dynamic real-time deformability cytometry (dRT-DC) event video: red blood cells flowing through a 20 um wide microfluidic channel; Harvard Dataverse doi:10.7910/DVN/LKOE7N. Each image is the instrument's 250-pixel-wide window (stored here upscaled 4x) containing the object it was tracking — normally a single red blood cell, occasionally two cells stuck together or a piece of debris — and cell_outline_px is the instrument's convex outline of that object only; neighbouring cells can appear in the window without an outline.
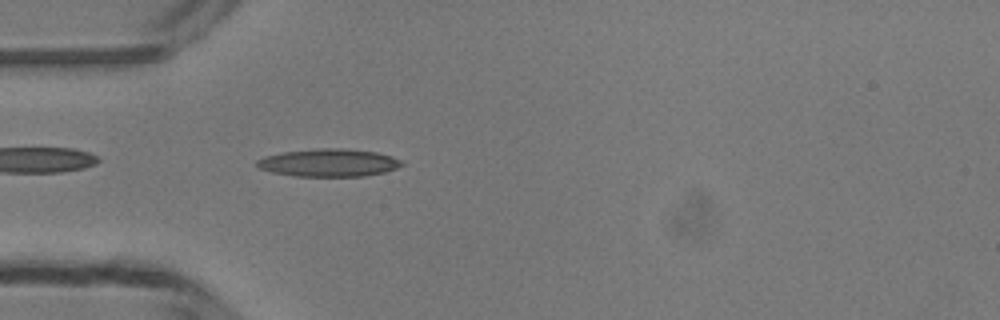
{"species": "common noctule bat (a hibernating species)", "species_latin": "Nyctalus noctula", "temperature_condition": "room temperature", "stored_images_in_passage": 36, "camera_frame_rate_fps": 3000, "um_per_image_px": 0.085, "animal": {"sex": "male", "body_mass_g": 13.3}, "frame": {"image": 1, "passage_image": 2, "time_ms": 0.333, "image_size_px": [1000, 320], "cell_outline_px": [[404, 164], [396, 168], [384, 172], [364, 176], [296, 176], [272, 172], [260, 168], [256, 164], [256, 160], [264, 156], [284, 152], [320, 148], [340, 148], [376, 152], [392, 156], [400, 160]], "centroid_in_image_um": [27.94, 13.83], "position_along_channel_um": 57.1, "area_um2": 23.24}}
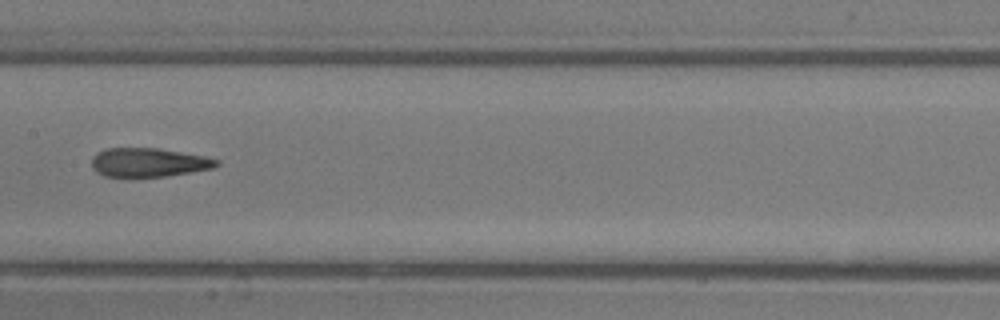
{"frame": {"image": 2, "passage_image": 12, "time_ms": 3.667, "image_size_px": [1000, 320], "cell_outline_px": [[220, 164], [212, 168], [192, 172], [164, 176], [104, 176], [96, 172], [92, 168], [92, 156], [96, 152], [108, 148], [160, 148], [204, 156], [220, 160]], "centroid_in_image_um": [12.63, 13.79], "position_along_channel_um": 194.8, "area_um2": 20.98}}
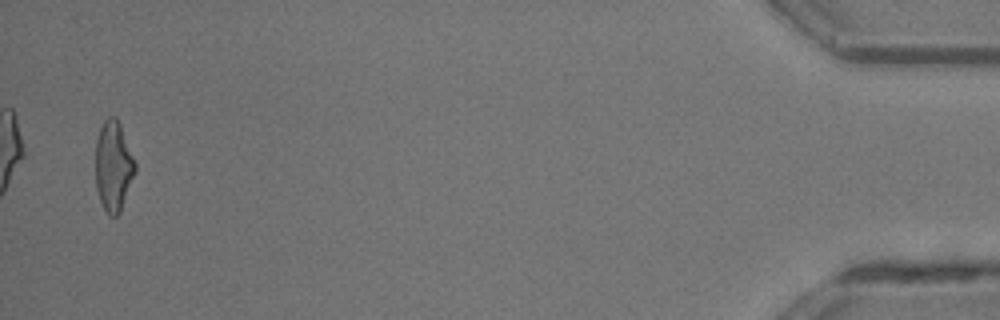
{"frame": {"image": 3, "passage_image": 35, "time_ms": 11.333, "image_size_px": [1000, 320], "cell_outline_px": [[136, 172], [120, 212], [116, 216], [108, 216], [100, 200], [96, 188], [96, 140], [100, 128], [104, 120], [108, 116], [116, 116], [120, 124], [136, 164]], "centroid_in_image_um": [9.64, 14.12], "position_along_channel_um": 425.6, "area_um2": 20.81}, "authors_computed_cell_mechanics": {"area_um2": 21.3571, "velocity_mm_per_s": 4.2201, "shape_relaxation_time_tau1_ms": 11.0284, "shape_relaxation_time_tau2_ms": 2.6007, "deformation_change_tau1": 0.3501, "deformation_change_tau2": 0.1388}}